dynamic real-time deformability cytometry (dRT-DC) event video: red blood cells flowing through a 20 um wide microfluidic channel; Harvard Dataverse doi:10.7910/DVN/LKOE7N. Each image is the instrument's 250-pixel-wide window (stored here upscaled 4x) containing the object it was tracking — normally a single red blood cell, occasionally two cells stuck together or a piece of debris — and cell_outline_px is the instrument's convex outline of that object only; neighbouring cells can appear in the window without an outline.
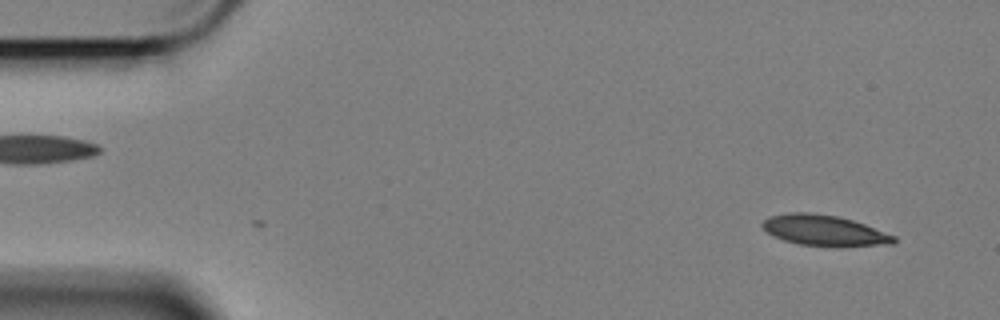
{"species": "Egyptian fruit bat (a non-hibernating species)", "species_latin": "Rousettus aegyptiacus", "temperature_condition": "cold", "stored_images_in_passage": 5, "camera_frame_rate_fps": 3000, "um_per_image_px": 0.085, "animal": {"sex": "female"}, "frame": {"image": 1, "passage_image": 5, "time_ms": 1.333, "image_size_px": [1000, 320], "cell_outline_px": [[896, 244], [800, 244], [784, 240], [772, 236], [760, 224], [768, 216], [788, 212], [808, 212], [840, 216], [864, 224], [896, 236]], "centroid_in_image_um": [69.99, 19.53], "position_along_channel_um": 15.0, "area_um2": 22.72}}